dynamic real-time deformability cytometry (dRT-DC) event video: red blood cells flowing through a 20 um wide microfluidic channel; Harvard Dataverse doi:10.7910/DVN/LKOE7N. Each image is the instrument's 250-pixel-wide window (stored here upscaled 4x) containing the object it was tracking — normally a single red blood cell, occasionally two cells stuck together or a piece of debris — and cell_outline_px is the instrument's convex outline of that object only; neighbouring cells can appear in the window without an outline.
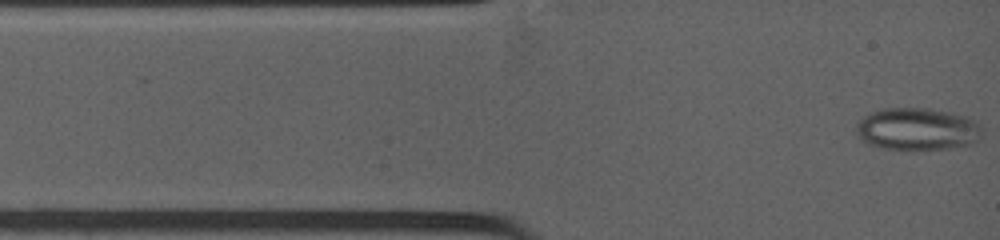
{"species": "common noctule bat (a hibernating species)", "species_latin": "Nyctalus noctula", "temperature_condition": "warm", "stored_images_in_passage": 6, "segment_of_instrument_passage": [1, 2], "camera_frame_rate_fps": 4500, "um_per_image_px": 0.085, "animal": {"sex": "female", "body_mass_g": 19.0, "forearm_length_mm": 53.3}, "frame": {"image": 1, "passage_image": 1, "time_ms": 0.0, "image_size_px": [1000, 240], "cell_outline_px": [[976, 124], [968, 144], [948, 148], [884, 148], [860, 140], [856, 136], [860, 120], [872, 112], [888, 108], [928, 108], [948, 112], [964, 116]], "centroid_in_image_um": [77.79, 10.94], "position_along_channel_um": 7.2, "area_um2": 29.07}}
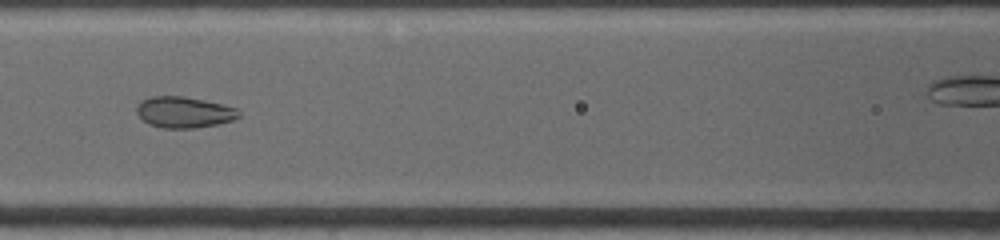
{"frame": {"image": 2, "passage_image": 5, "time_ms": 4.667, "image_size_px": [1000, 240], "cell_outline_px": [[240, 116], [232, 120], [216, 124], [196, 128], [160, 128], [148, 124], [136, 112], [136, 108], [140, 100], [152, 96], [184, 96], [220, 104], [236, 108], [240, 112]], "centroid_in_image_um": [15.61, 9.54], "position_along_channel_um": 151.0, "area_um2": 18.44}}